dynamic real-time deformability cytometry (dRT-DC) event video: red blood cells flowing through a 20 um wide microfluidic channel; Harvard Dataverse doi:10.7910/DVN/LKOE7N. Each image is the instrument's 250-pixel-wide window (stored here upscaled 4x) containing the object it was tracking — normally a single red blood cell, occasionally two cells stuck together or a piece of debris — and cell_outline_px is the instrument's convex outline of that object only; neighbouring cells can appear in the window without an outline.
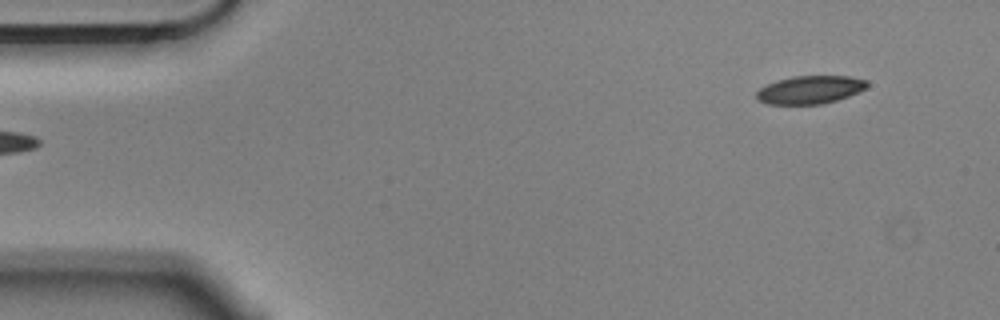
{"species": "Egyptian fruit bat (a non-hibernating species)", "species_latin": "Rousettus aegyptiacus", "temperature_condition": "cold", "stored_images_in_passage": 6, "segment_of_instrument_passage": [2, 2], "camera_frame_rate_fps": 3000, "um_per_image_px": 0.085, "animal": {"sex": "male"}, "frame": {"image": 1, "passage_image": 6, "time_ms": 1.667, "image_size_px": [1000, 320], "cell_outline_px": [[868, 84], [864, 88], [848, 96], [836, 100], [820, 104], [768, 104], [760, 100], [756, 96], [756, 92], [760, 88], [776, 80], [792, 76], [852, 76], [868, 80]], "centroid_in_image_um": [68.85, 7.61], "position_along_channel_um": 16.2, "area_um2": 17.92}}